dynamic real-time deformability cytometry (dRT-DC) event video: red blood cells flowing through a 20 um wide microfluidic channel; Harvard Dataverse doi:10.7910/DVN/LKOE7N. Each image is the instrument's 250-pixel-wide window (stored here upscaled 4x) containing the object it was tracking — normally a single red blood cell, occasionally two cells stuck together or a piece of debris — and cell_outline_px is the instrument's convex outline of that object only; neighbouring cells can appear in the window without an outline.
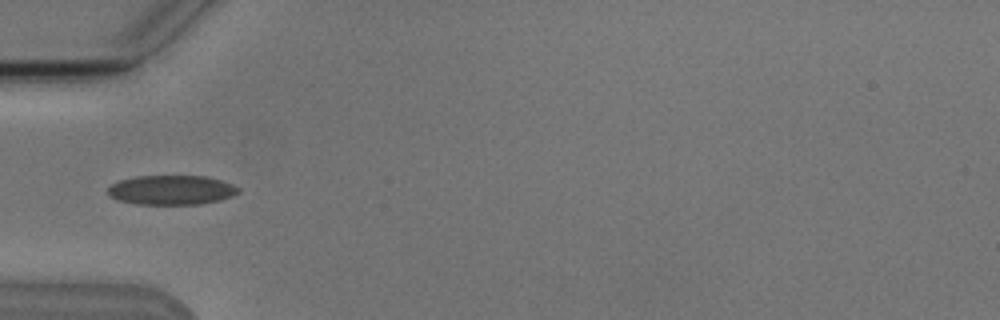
{"species": "Egyptian fruit bat (a non-hibernating species)", "species_latin": "Rousettus aegyptiacus", "temperature_condition": "cold", "stored_images_in_passage": 4, "camera_frame_rate_fps": 3000, "um_per_image_px": 0.085, "animal": {"sex": "male"}, "frame": {"image": 1, "passage_image": 4, "time_ms": 3.667, "image_size_px": [1000, 320], "cell_outline_px": [[240, 192], [232, 196], [220, 200], [200, 204], [136, 204], [116, 200], [108, 196], [108, 188], [112, 184], [120, 180], [136, 176], [204, 176], [220, 180], [232, 184], [240, 188]], "centroid_in_image_um": [14.56, 16.15], "position_along_channel_um": 70.4, "area_um2": 22.48}}